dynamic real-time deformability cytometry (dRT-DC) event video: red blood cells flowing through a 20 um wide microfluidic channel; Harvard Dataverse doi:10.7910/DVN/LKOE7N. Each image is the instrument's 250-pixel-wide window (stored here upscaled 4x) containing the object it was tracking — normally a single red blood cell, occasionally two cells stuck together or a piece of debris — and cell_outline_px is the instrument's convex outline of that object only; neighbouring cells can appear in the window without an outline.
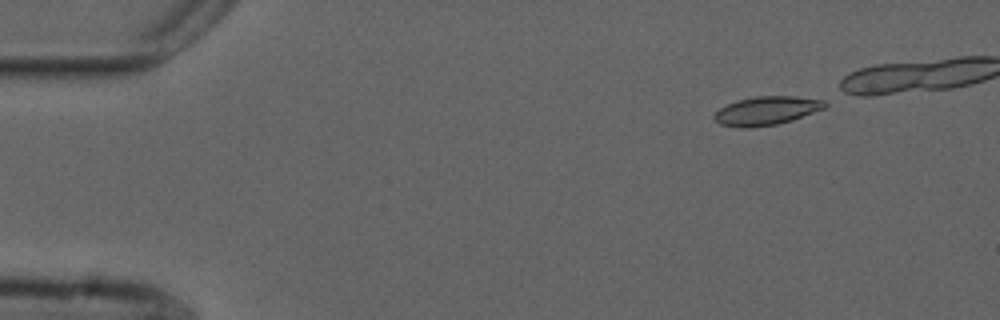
{"species": "common noctule bat (a hibernating species)", "species_latin": "Nyctalus noctula", "temperature_condition": "cold", "stored_images_in_passage": 10, "camera_frame_rate_fps": 3000, "um_per_image_px": 0.085, "animal": {"sex": "male", "forearm_length_mm": 52.5}, "frame": {"image": 1, "passage_image": 1, "time_ms": 0.0, "image_size_px": [1000, 320], "cell_outline_px": [[828, 104], [824, 108], [792, 120], [776, 124], [748, 128], [740, 128], [720, 124], [712, 116], [720, 108], [736, 100], [756, 96], [796, 96], [824, 100]], "centroid_in_image_um": [65.14, 9.4], "position_along_channel_um": 19.9, "area_um2": 18.38}}